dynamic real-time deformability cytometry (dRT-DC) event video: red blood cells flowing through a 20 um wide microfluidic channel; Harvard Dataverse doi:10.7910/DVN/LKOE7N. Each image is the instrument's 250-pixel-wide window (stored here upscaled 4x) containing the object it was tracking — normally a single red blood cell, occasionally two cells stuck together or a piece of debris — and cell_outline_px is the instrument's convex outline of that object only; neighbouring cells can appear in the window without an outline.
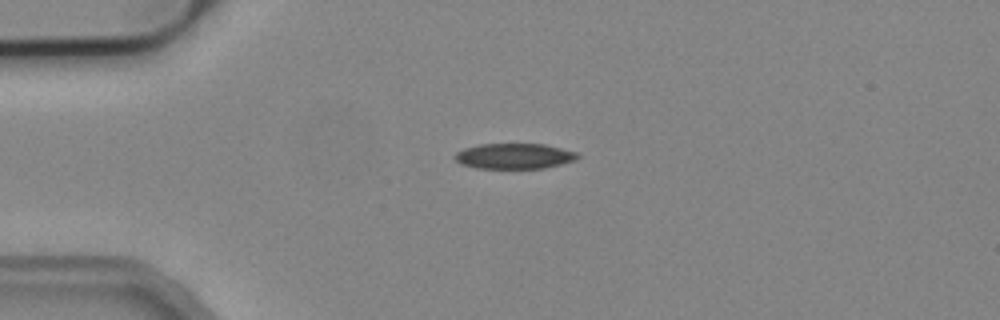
{"species": "common noctule bat (a hibernating species)", "species_latin": "Nyctalus noctula", "temperature_condition": "cold", "stored_images_in_passage": 3, "camera_frame_rate_fps": 3000, "um_per_image_px": 0.085, "animal": {"sex": "male", "body_mass_g": 19.2, "forearm_length_mm": 51.8}, "frame": {"image": 1, "passage_image": 3, "time_ms": 3.333, "image_size_px": [1000, 320], "cell_outline_px": [[580, 156], [576, 160], [544, 168], [476, 168], [460, 164], [452, 156], [456, 152], [464, 148], [480, 144], [544, 144], [576, 152]], "centroid_in_image_um": [43.68, 13.27], "position_along_channel_um": 41.3, "area_um2": 18.21}}